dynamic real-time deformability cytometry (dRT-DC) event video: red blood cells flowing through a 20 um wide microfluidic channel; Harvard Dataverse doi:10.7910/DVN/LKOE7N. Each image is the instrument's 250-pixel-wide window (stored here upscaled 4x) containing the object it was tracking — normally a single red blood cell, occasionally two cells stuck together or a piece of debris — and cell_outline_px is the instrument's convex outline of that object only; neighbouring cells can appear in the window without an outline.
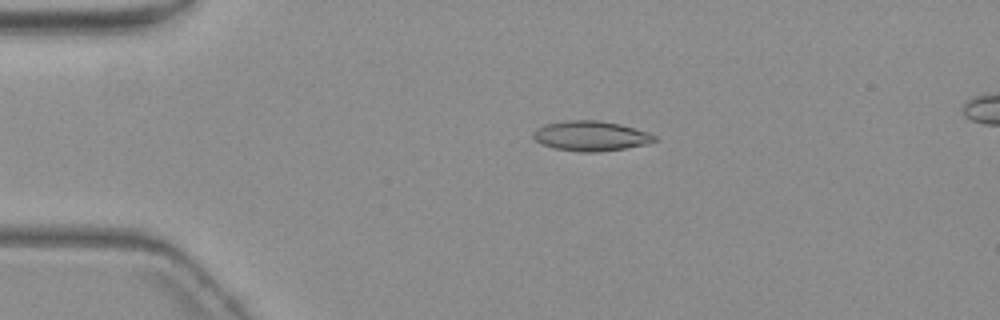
{"species": "common noctule bat (a hibernating species)", "species_latin": "Nyctalus noctula", "temperature_condition": "warm", "stored_images_in_passage": 3, "camera_frame_rate_fps": 3000, "um_per_image_px": 0.085, "animal": {"sex": "female", "body_mass_g": 19.3, "forearm_length_mm": 54.1}, "frame": {"image": 1, "passage_image": 1, "time_ms": 0.0, "image_size_px": [1000, 320], "cell_outline_px": [[656, 140], [644, 144], [624, 148], [596, 152], [580, 152], [552, 148], [536, 140], [532, 136], [532, 132], [536, 128], [544, 124], [568, 120], [596, 120], [620, 124], [648, 132], [656, 136]], "centroid_in_image_um": [50.17, 11.55], "position_along_channel_um": 34.8, "area_um2": 21.04}}